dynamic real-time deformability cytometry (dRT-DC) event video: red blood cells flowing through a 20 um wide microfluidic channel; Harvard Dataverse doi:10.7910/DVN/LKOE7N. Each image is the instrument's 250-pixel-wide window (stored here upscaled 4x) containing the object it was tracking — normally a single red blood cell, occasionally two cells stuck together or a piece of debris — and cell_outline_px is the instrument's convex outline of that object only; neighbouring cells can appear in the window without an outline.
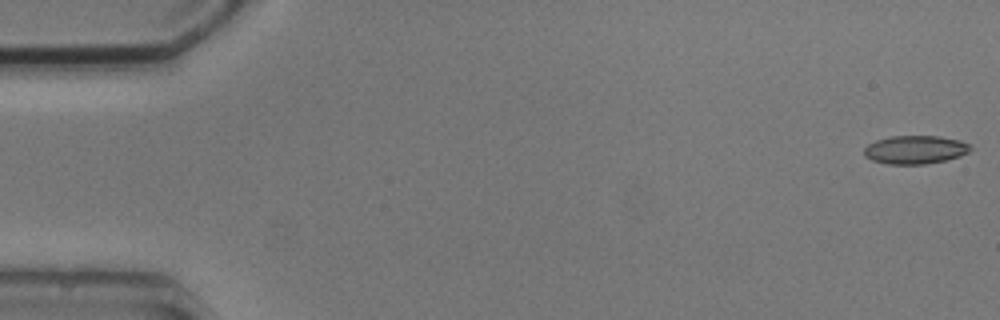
{"species": "common noctule bat (a hibernating species)", "species_latin": "Nyctalus noctula", "temperature_condition": "cold", "stored_images_in_passage": 5, "camera_frame_rate_fps": 3000, "um_per_image_px": 0.085, "animal": {"sex": "male", "body_mass_g": 20.5, "forearm_length_mm": 52.5}, "frame": {"image": 1, "passage_image": 1, "time_ms": 0.0, "image_size_px": [1000, 320], "cell_outline_px": [[972, 148], [968, 152], [960, 156], [944, 160], [924, 164], [888, 164], [872, 160], [864, 156], [864, 148], [868, 144], [876, 140], [892, 136], [940, 136], [960, 140], [972, 144]], "centroid_in_image_um": [77.81, 12.71], "position_along_channel_um": 7.2, "area_um2": 17.63}}
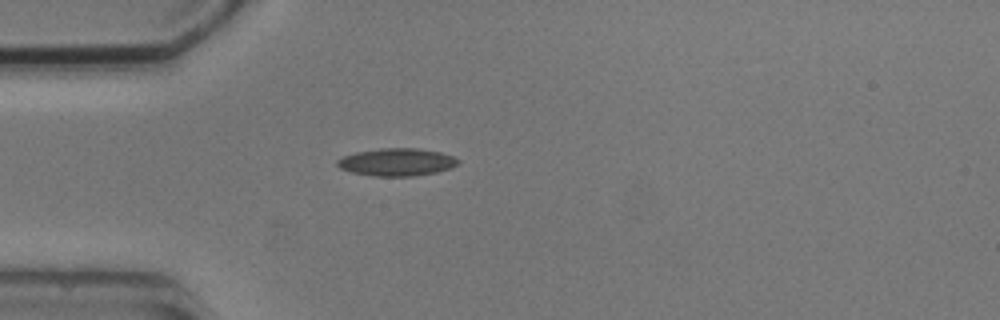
{"frame": {"image": 2, "passage_image": 5, "time_ms": 4.667, "image_size_px": [1000, 320], "cell_outline_px": [[460, 160], [452, 168], [436, 172], [412, 176], [372, 176], [352, 172], [340, 168], [336, 164], [336, 160], [344, 156], [356, 152], [380, 148], [416, 148], [440, 152], [452, 156]], "centroid_in_image_um": [33.71, 13.78], "position_along_channel_um": 51.3, "area_um2": 19.36}}